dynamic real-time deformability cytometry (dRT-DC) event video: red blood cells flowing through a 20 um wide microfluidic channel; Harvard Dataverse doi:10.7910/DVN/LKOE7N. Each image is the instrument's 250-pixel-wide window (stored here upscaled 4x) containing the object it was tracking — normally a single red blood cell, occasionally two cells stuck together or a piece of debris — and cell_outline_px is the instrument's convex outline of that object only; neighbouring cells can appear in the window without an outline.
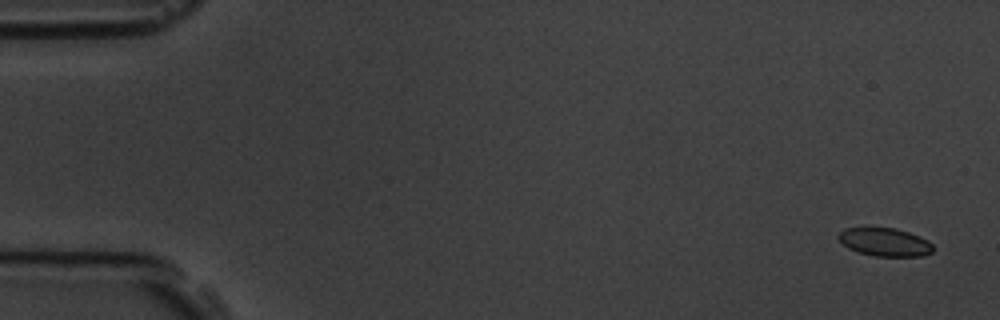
{"species": "common noctule bat (a hibernating species)", "species_latin": "Nyctalus noctula", "temperature_condition": "room temperature", "stored_images_in_passage": 6, "camera_frame_rate_fps": 3000, "um_per_image_px": 0.085, "animal": {"sex": "male", "body_mass_g": 19.5, "forearm_length_mm": 54.6}, "frame": {"image": 1, "passage_image": 1, "time_ms": 0.0, "image_size_px": [1000, 320], "cell_outline_px": [[932, 252], [924, 256], [876, 256], [860, 252], [848, 248], [836, 236], [844, 228], [896, 228], [920, 236], [928, 240], [932, 244]], "centroid_in_image_um": [75.23, 20.57], "position_along_channel_um": 9.8, "area_um2": 15.43}}